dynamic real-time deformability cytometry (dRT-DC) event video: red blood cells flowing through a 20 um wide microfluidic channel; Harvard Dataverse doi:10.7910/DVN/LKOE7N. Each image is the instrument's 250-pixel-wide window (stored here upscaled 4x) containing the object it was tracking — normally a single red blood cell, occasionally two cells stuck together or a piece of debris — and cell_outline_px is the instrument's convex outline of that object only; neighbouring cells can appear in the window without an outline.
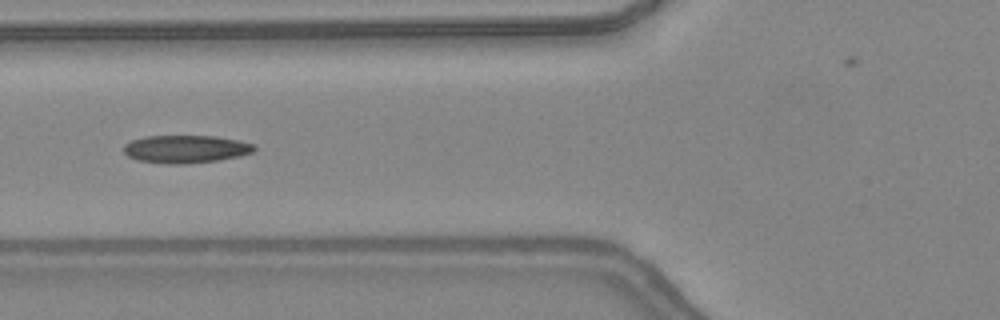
{"species": "common noctule bat (a hibernating species)", "species_latin": "Nyctalus noctula", "temperature_condition": "warm", "stored_images_in_passage": 35, "camera_frame_rate_fps": 3000, "um_per_image_px": 0.085, "animal": {"sex": "female", "body_mass_g": 24.6, "forearm_length_mm": 56.2}, "frame": {"image": 1, "passage_image": 12, "time_ms": 3.667, "image_size_px": [1000, 320], "cell_outline_px": [[256, 148], [252, 152], [240, 156], [220, 160], [184, 164], [168, 164], [136, 160], [128, 156], [124, 152], [124, 144], [132, 140], [148, 136], [216, 136], [240, 140], [252, 144]], "centroid_in_image_um": [15.79, 12.67], "position_along_channel_um": 110.0, "area_um2": 21.21}}
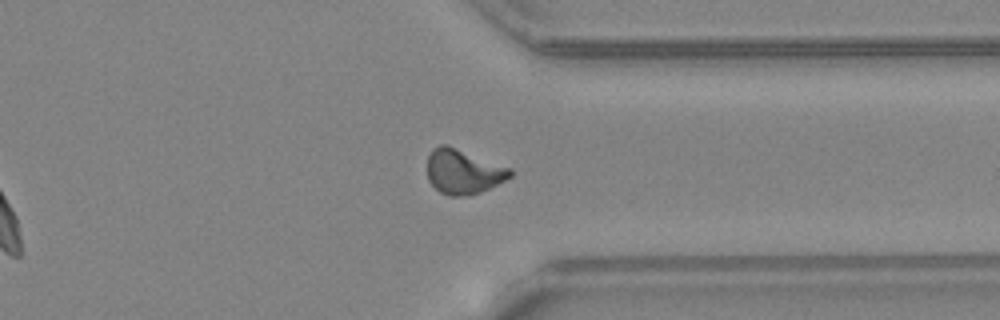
{"frame": {"image": 2, "passage_image": 30, "time_ms": 9.667, "image_size_px": [1000, 320], "cell_outline_px": [[512, 176], [480, 192], [468, 196], [448, 196], [440, 192], [428, 180], [428, 156], [432, 148], [440, 144], [448, 144], [512, 168]], "centroid_in_image_um": [39.37, 14.57], "position_along_channel_um": 372.0, "area_um2": 21.73}}
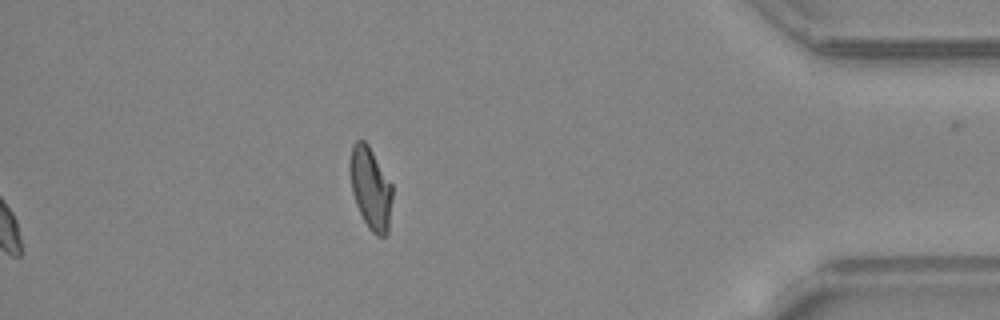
{"frame": {"image": 3, "passage_image": 35, "time_ms": 11.333, "image_size_px": [1000, 320], "cell_outline_px": [[392, 196], [388, 232], [384, 236], [376, 236], [368, 228], [356, 204], [352, 192], [348, 168], [352, 144], [356, 140], [364, 140], [368, 144], [392, 184]], "centroid_in_image_um": [31.48, 15.98], "position_along_channel_um": 403.7, "area_um2": 20.4}, "authors_computed_cell_mechanics": {"area_um2": 20.519, "velocity_mm_per_s": 4.3936, "shape_relaxation_time_tau1_ms": null, "shape_relaxation_time_tau2_ms": 1.8151, "deformation_change_tau1": null, "deformation_change_tau2": 0.0832}}